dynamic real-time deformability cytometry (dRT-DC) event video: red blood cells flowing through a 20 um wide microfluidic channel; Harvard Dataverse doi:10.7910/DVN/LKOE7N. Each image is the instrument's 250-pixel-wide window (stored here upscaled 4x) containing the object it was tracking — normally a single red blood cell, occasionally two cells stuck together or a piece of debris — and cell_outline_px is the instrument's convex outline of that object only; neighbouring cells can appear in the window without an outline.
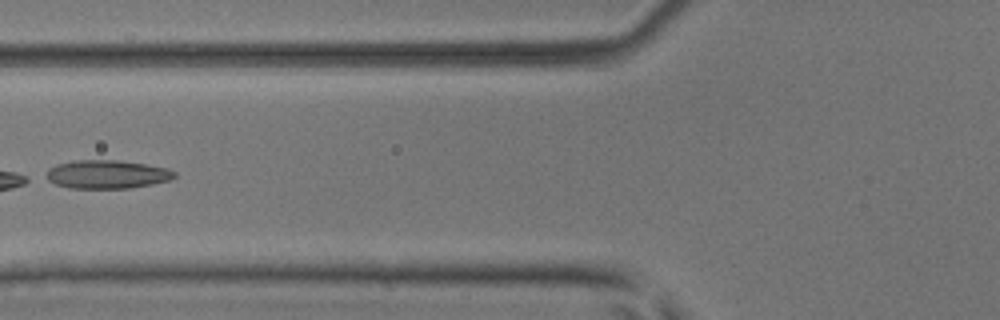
{"species": "common noctule bat (a hibernating species)", "species_latin": "Nyctalus noctula", "temperature_condition": "room temperature", "stored_images_in_passage": 6, "camera_frame_rate_fps": 3000, "um_per_image_px": 0.085, "animal": {"sex": "male", "body_mass_g": 17.9, "forearm_length_mm": 54.2}, "frame": {"image": 1, "passage_image": 5, "time_ms": 1.333, "image_size_px": [1000, 320], "cell_outline_px": [[176, 176], [168, 180], [152, 184], [128, 188], [68, 188], [56, 184], [40, 176], [48, 168], [56, 164], [76, 160], [116, 160], [144, 164], [168, 168], [176, 172]], "centroid_in_image_um": [9.01, 14.81], "position_along_channel_um": 116.8, "area_um2": 21.44}}
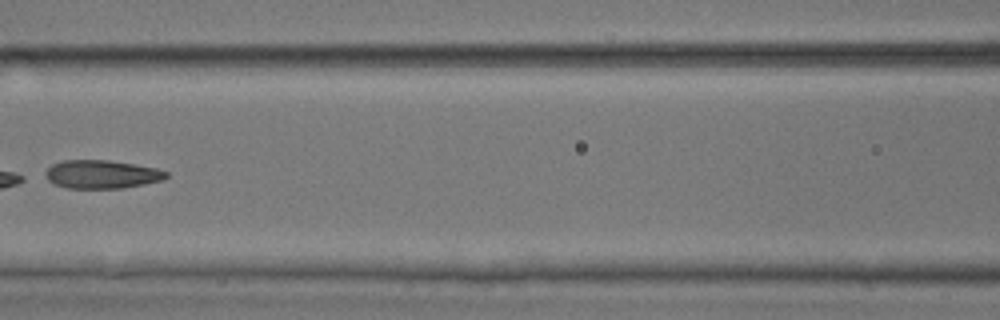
{"frame": {"image": 2, "passage_image": 6, "time_ms": 1.667, "image_size_px": [1000, 320], "cell_outline_px": [[168, 176], [164, 180], [144, 184], [120, 188], [68, 188], [56, 184], [40, 176], [52, 164], [64, 160], [108, 160], [136, 164], [156, 168], [168, 172]], "centroid_in_image_um": [8.63, 14.81], "position_along_channel_um": 158.0, "area_um2": 20.11}}